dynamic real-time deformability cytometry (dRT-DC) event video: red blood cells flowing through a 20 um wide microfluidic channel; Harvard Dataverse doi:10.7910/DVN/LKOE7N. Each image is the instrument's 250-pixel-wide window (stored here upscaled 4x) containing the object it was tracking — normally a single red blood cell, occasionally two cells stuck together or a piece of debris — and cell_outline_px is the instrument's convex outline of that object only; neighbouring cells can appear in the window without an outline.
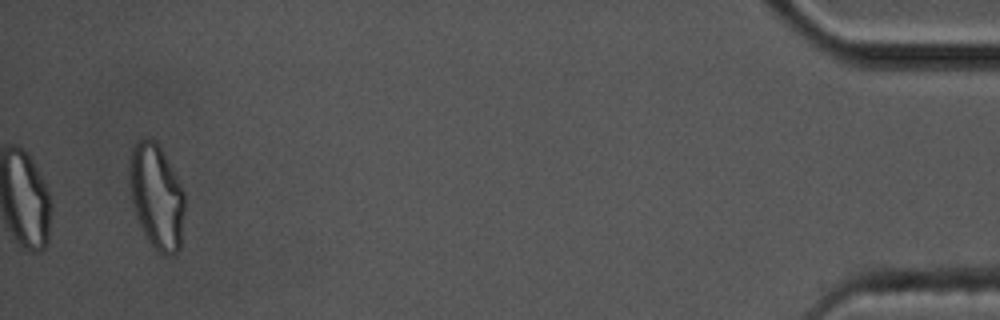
{"species": "common noctule bat (a hibernating species)", "species_latin": "Nyctalus noctula", "temperature_condition": "cold", "stored_images_in_passage": 42, "camera_frame_rate_fps": 3000, "um_per_image_px": 0.085, "animal": {"sex": "male", "body_mass_g": 17.5, "forearm_length_mm": 52.3}, "frame": {"image": 1, "passage_image": 42, "time_ms": 13.667, "image_size_px": [1000, 320], "cell_outline_px": [[184, 212], [180, 248], [176, 252], [168, 256], [164, 256], [148, 240], [140, 224], [132, 200], [132, 148], [136, 140], [148, 136], [160, 148], [176, 176], [184, 192]], "centroid_in_image_um": [13.35, 16.73], "position_along_channel_um": 421.8, "area_um2": 32.48}, "authors_computed_cell_mechanics": {"area_um2": 23.2645, "velocity_mm_per_s": 3.5888, "shape_relaxation_time_tau1_ms": 6.0735, "shape_relaxation_time_tau2_ms": 3.3733, "deformation_change_tau1": 0.1641, "deformation_change_tau2": 0.1178}}